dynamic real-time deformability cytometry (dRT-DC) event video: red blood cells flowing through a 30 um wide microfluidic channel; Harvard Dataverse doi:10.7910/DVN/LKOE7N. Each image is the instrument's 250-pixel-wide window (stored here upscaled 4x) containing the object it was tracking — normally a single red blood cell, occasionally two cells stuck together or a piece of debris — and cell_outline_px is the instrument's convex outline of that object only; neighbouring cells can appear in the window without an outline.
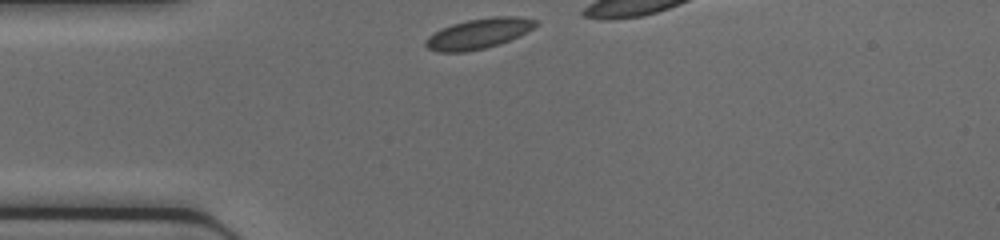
{"species": "common noctule bat (a hibernating species)", "species_latin": "Nyctalus noctula", "temperature_condition": "cold", "stored_images_in_passage": 9, "camera_frame_rate_fps": 3000, "um_per_image_px": 0.085, "animal": {"sex": "female", "body_mass_g": 17.0, "forearm_length_mm": 48.0}, "frame": {"image": 1, "passage_image": 1, "time_ms": 0.0, "image_size_px": [1000, 240], "cell_outline_px": [[536, 24], [532, 28], [500, 44], [484, 48], [464, 52], [440, 52], [428, 48], [424, 44], [424, 40], [428, 36], [440, 28], [452, 24], [468, 20], [492, 16], [520, 16], [536, 20]], "centroid_in_image_um": [40.62, 2.85], "position_along_channel_um": 44.4, "area_um2": 19.19}}
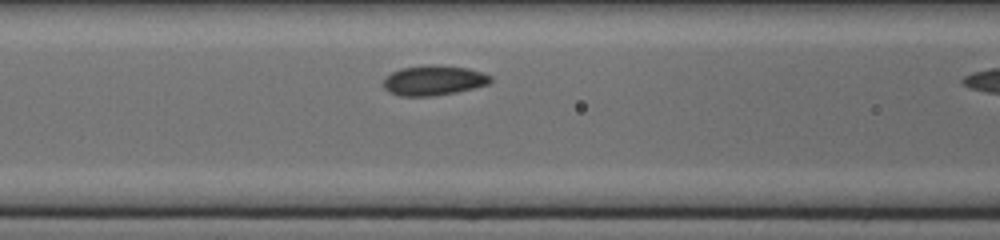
{"frame": {"image": 2, "passage_image": 8, "time_ms": 2.333, "image_size_px": [1000, 240], "cell_outline_px": [[492, 80], [488, 84], [456, 92], [432, 96], [400, 96], [388, 92], [384, 88], [384, 76], [400, 68], [432, 64], [468, 68], [484, 72], [492, 76]], "centroid_in_image_um": [36.85, 6.82], "position_along_channel_um": 129.8, "area_um2": 18.84}}